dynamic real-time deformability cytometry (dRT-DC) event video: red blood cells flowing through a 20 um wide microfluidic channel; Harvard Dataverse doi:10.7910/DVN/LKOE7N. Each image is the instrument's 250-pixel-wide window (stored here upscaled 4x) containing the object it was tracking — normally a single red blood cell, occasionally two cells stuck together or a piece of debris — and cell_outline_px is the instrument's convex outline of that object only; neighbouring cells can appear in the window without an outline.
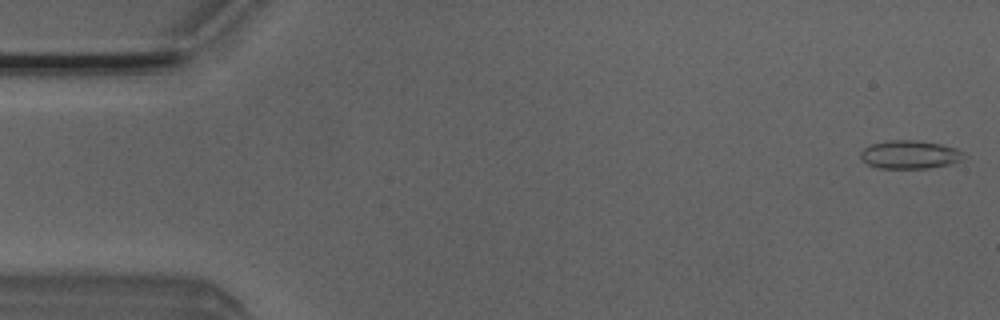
{"species": "Egyptian fruit bat (a non-hibernating species)", "species_latin": "Rousettus aegyptiacus", "temperature_condition": "room temperature", "stored_images_in_passage": 51, "camera_frame_rate_fps": 3000, "um_per_image_px": 0.085, "animal": {"sex": "male"}, "frame": {"image": 1, "passage_image": 1, "time_ms": 0.0, "image_size_px": [1000, 320], "cell_outline_px": [[964, 156], [960, 160], [948, 164], [928, 168], [880, 168], [868, 164], [860, 156], [860, 152], [864, 148], [872, 144], [888, 140], [916, 140], [940, 144], [956, 148], [964, 152]], "centroid_in_image_um": [77.33, 13.13], "position_along_channel_um": 7.7, "area_um2": 16.82}}
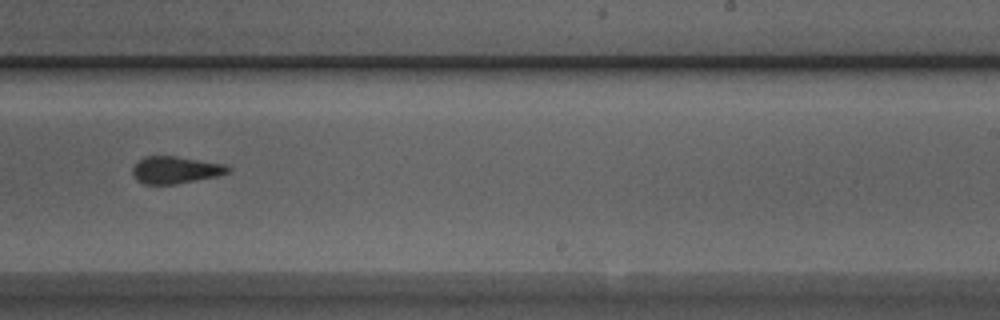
{"frame": {"image": 2, "passage_image": 31, "time_ms": 10.0, "image_size_px": [1000, 320], "cell_outline_px": [[232, 172], [216, 176], [176, 184], [144, 184], [136, 180], [132, 172], [132, 168], [144, 156], [176, 156], [224, 164], [232, 168]], "centroid_in_image_um": [14.93, 14.44], "position_along_channel_um": 274.1, "area_um2": 15.09}}
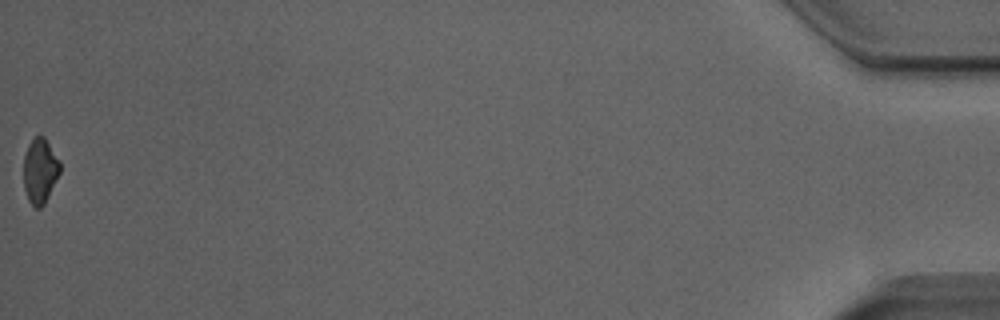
{"frame": {"image": 3, "passage_image": 51, "time_ms": 16.667, "image_size_px": [1000, 320], "cell_outline_px": [[60, 172], [44, 204], [40, 208], [36, 208], [28, 200], [24, 188], [24, 156], [28, 144], [36, 136], [44, 136], [60, 160]], "centroid_in_image_um": [3.4, 14.51], "position_along_channel_um": 431.8, "area_um2": 13.7}, "authors_computed_cell_mechanics": {"area_um2": 15.8372, "velocity_mm_per_s": 3.9891, "shape_relaxation_time_tau1_ms": 7.1733, "shape_relaxation_time_tau2_ms": 1.765, "deformation_change_tau1": 0.1251, "deformation_change_tau2": 0.076}}